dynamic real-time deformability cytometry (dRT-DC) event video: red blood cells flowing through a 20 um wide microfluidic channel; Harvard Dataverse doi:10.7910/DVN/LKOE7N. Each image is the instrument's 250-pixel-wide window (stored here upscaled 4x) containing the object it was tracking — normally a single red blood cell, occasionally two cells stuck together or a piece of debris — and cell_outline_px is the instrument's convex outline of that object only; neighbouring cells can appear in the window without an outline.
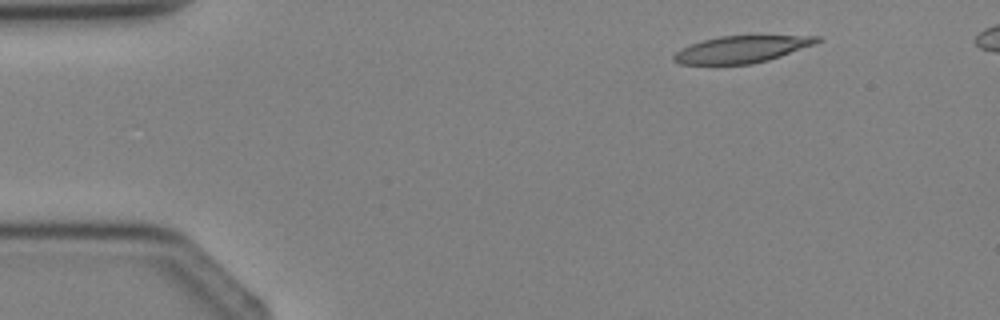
{"species": "Egyptian fruit bat (a non-hibernating species)", "species_latin": "Rousettus aegyptiacus", "temperature_condition": "cold", "stored_images_in_passage": 3, "camera_frame_rate_fps": 3000, "um_per_image_px": 0.085, "animal": {"sex": "female"}, "frame": {"image": 1, "passage_image": 1, "time_ms": 0.0, "image_size_px": [1000, 320], "cell_outline_px": [[820, 40], [812, 44], [780, 56], [768, 60], [752, 64], [680, 64], [672, 60], [672, 56], [680, 48], [704, 40], [720, 36], [820, 36]], "centroid_in_image_um": [62.96, 4.2], "position_along_channel_um": 22.0, "area_um2": 22.02}}